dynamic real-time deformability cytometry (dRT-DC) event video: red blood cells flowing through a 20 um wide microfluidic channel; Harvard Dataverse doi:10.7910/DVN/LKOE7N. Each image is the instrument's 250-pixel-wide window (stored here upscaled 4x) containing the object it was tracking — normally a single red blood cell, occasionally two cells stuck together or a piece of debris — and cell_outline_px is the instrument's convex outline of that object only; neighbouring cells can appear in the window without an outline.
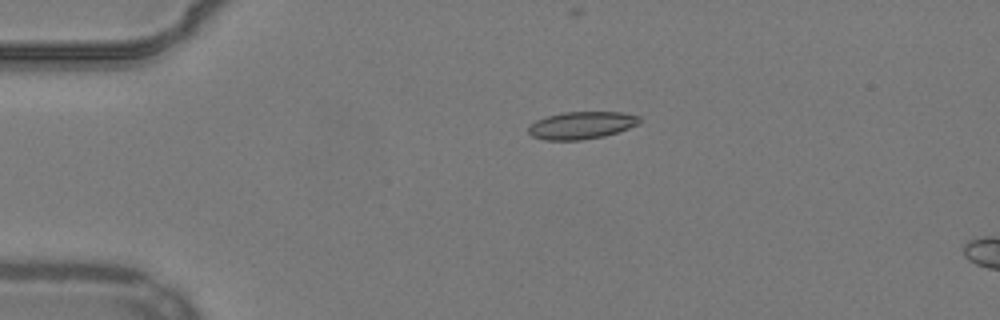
{"species": "common noctule bat (a hibernating species)", "species_latin": "Nyctalus noctula", "temperature_condition": "warm", "stored_images_in_passage": 5, "camera_frame_rate_fps": 3000, "um_per_image_px": 0.085, "animal": {"sex": "male", "body_mass_g": 19.2, "forearm_length_mm": 51.8}, "frame": {"image": 1, "passage_image": 1, "time_ms": 0.0, "image_size_px": [1000, 320], "cell_outline_px": [[640, 124], [604, 136], [580, 140], [544, 140], [532, 136], [528, 132], [528, 128], [536, 120], [560, 112], [620, 112], [640, 116]], "centroid_in_image_um": [49.42, 10.65], "position_along_channel_um": 35.6, "area_um2": 17.69}}